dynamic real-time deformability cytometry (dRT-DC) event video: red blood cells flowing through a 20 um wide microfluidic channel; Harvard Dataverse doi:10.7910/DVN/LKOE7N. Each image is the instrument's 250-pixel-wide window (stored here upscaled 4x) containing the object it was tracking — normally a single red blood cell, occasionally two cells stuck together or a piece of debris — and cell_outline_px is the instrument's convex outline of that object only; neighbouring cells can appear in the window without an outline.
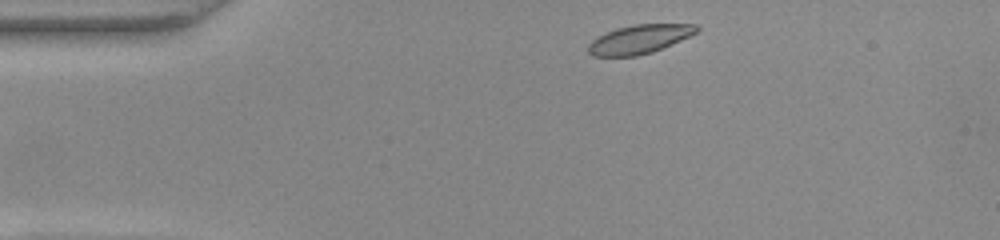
{"species": "common noctule bat (a hibernating species)", "species_latin": "Nyctalus noctula", "temperature_condition": "warm", "stored_images_in_passage": 44, "camera_frame_rate_fps": 3000, "um_per_image_px": 0.085, "animal": {"sex": "female", "body_mass_g": 22.0, "forearm_length_mm": 56.7}, "frame": {"image": 1, "passage_image": 1, "time_ms": 0.0, "image_size_px": [1000, 240], "cell_outline_px": [[700, 28], [696, 32], [680, 40], [652, 52], [636, 56], [592, 56], [588, 52], [588, 44], [592, 40], [616, 28], [632, 24], [696, 24]], "centroid_in_image_um": [54.33, 3.33], "position_along_channel_um": 30.7, "area_um2": 17.98}}
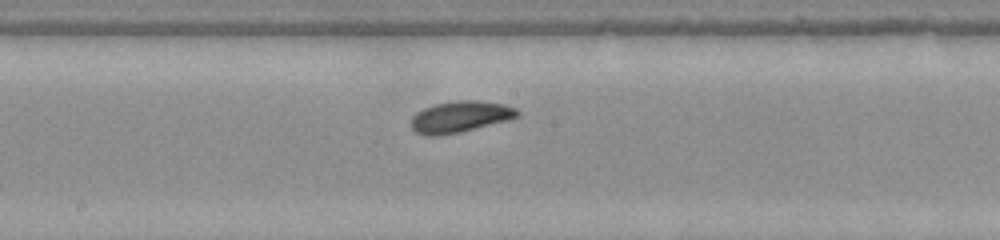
{"frame": {"image": 2, "passage_image": 19, "time_ms": 6.0, "image_size_px": [1000, 240], "cell_outline_px": [[520, 116], [508, 120], [460, 132], [440, 136], [424, 136], [416, 132], [412, 128], [412, 116], [416, 112], [424, 108], [436, 104], [456, 100], [476, 100], [504, 104], [516, 108], [520, 112]], "centroid_in_image_um": [39.12, 9.93], "position_along_channel_um": 209.1, "area_um2": 19.48}}
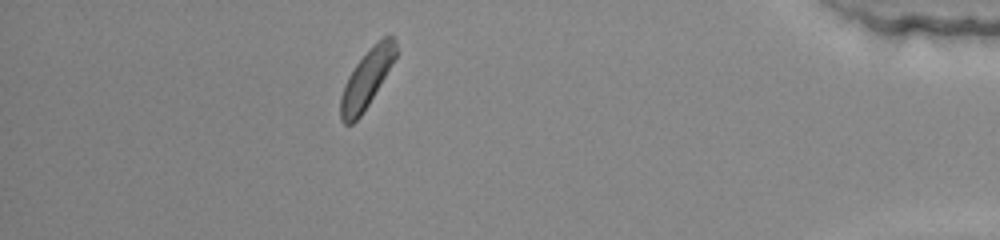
{"frame": {"image": 3, "passage_image": 38, "time_ms": 12.333, "image_size_px": [1000, 240], "cell_outline_px": [[400, 52], [368, 104], [360, 116], [352, 124], [344, 124], [340, 120], [340, 96], [344, 84], [348, 76], [356, 64], [384, 36], [392, 36], [396, 40]], "centroid_in_image_um": [31.18, 6.71], "position_along_channel_um": 404.0, "area_um2": 18.44}, "authors_computed_cell_mechanics": {"area_um2": 18.785, "velocity_mm_per_s": 3.8376, "shape_relaxation_time_tau1_ms": 1.628, "shape_relaxation_time_tau2_ms": 6.0007, "deformation_change_tau1": 0.1092, "deformation_change_tau2": 0.1169}}